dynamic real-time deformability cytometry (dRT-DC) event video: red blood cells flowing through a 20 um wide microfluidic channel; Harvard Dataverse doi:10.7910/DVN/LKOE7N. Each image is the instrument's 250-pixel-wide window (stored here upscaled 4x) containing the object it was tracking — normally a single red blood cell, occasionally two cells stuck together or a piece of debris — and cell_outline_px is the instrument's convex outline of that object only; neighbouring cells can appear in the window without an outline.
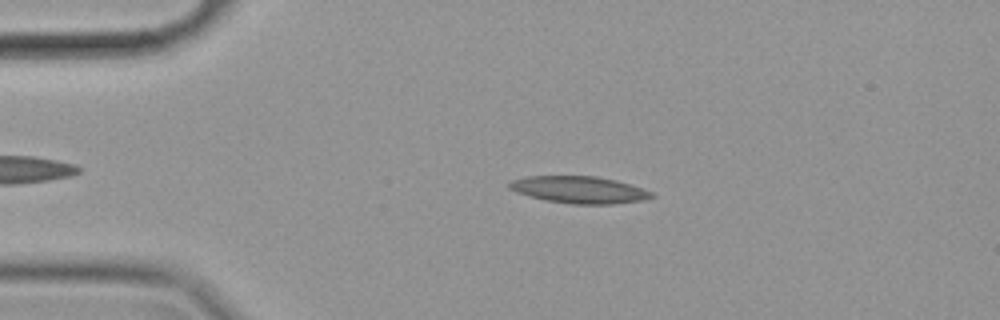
{"species": "common noctule bat (a hibernating species)", "species_latin": "Nyctalus noctula", "temperature_condition": "cold", "stored_images_in_passage": 50, "camera_frame_rate_fps": 3000, "um_per_image_px": 0.085, "animal": {"sex": "female", "body_mass_g": 19.9}, "frame": {"image": 1, "passage_image": 11, "time_ms": 3.333, "image_size_px": [1000, 320], "cell_outline_px": [[656, 196], [640, 200], [612, 204], [572, 204], [544, 200], [516, 192], [508, 188], [508, 184], [512, 180], [524, 176], [596, 176], [616, 180], [652, 192]], "centroid_in_image_um": [49.18, 16.12], "position_along_channel_um": 35.8, "area_um2": 22.25}}
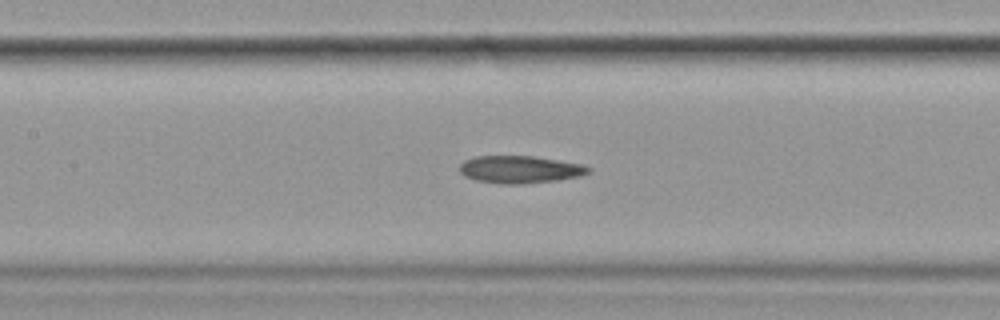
{"frame": {"image": 2, "passage_image": 25, "time_ms": 8.0, "image_size_px": [1000, 320], "cell_outline_px": [[592, 172], [580, 176], [556, 180], [520, 184], [500, 184], [476, 180], [464, 176], [460, 172], [460, 164], [464, 160], [476, 156], [532, 156], [584, 164], [592, 168]], "centroid_in_image_um": [44.22, 14.4], "position_along_channel_um": 163.2, "area_um2": 20.69}}
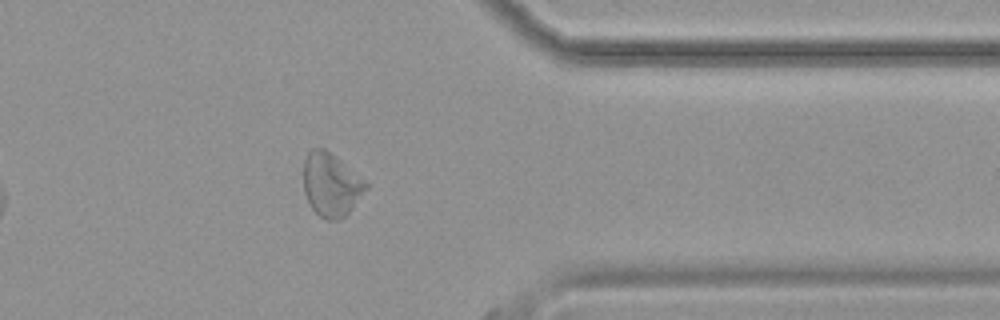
{"frame": {"image": 3, "passage_image": 45, "time_ms": 14.667, "image_size_px": [1000, 320], "cell_outline_px": [[368, 188], [352, 208], [344, 216], [336, 220], [324, 220], [312, 208], [304, 192], [304, 160], [308, 152], [312, 148], [324, 148], [364, 180], [368, 184]], "centroid_in_image_um": [28.12, 15.71], "position_along_channel_um": 383.3, "area_um2": 22.6}, "authors_computed_cell_mechanics": {"area_um2": 21.097, "velocity_mm_per_s": 3.467, "shape_relaxation_time_tau1_ms": null, "shape_relaxation_time_tau2_ms": 3.617, "deformation_change_tau1": null, "deformation_change_tau2": 0.1096}}